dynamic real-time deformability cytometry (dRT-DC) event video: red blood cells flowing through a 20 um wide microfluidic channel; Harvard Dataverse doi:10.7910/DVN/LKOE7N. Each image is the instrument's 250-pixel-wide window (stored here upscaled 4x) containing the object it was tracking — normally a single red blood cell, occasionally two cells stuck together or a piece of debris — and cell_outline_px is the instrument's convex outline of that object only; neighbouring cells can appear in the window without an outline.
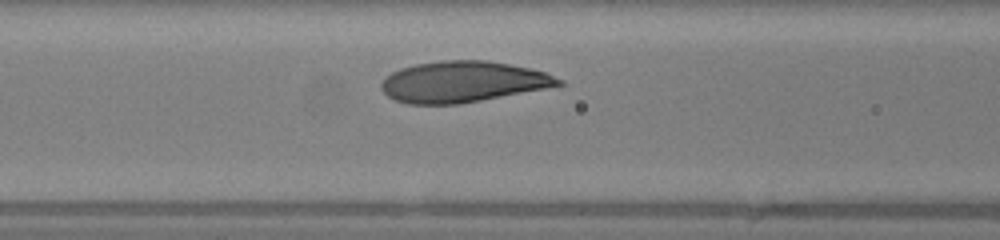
{"species": "human", "species_latin": "Homo sapiens", "temperature_condition": "warm", "stored_images_in_passage": 25, "camera_frame_rate_fps": 3000, "um_per_image_px": 0.085, "donor": {"sex": "female"}, "frame": {"image": 1, "passage_image": 6, "time_ms": 1.667, "image_size_px": [1000, 240], "cell_outline_px": [[564, 84], [544, 88], [460, 104], [408, 104], [396, 100], [388, 96], [380, 88], [380, 84], [392, 72], [400, 68], [416, 64], [440, 60], [488, 60], [528, 68], [544, 72], [564, 80]], "centroid_in_image_um": [39.31, 6.95], "position_along_channel_um": 127.3, "area_um2": 42.02}}
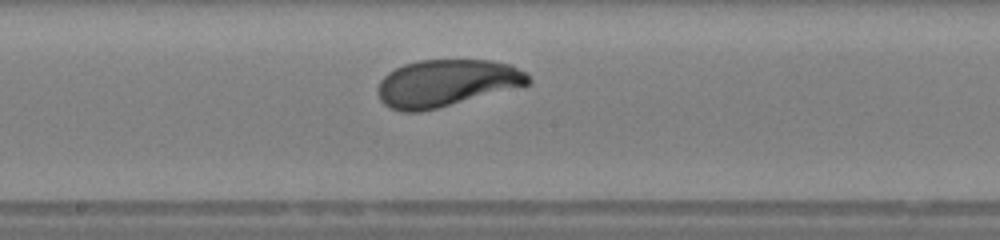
{"frame": {"image": 2, "passage_image": 12, "time_ms": 3.667, "image_size_px": [1000, 240], "cell_outline_px": [[532, 80], [528, 84], [436, 108], [420, 112], [400, 112], [384, 104], [380, 100], [376, 92], [376, 88], [380, 80], [388, 72], [404, 64], [420, 60], [492, 60], [512, 64], [524, 72]], "centroid_in_image_um": [37.88, 7.05], "position_along_channel_um": 210.3, "area_um2": 40.98}}
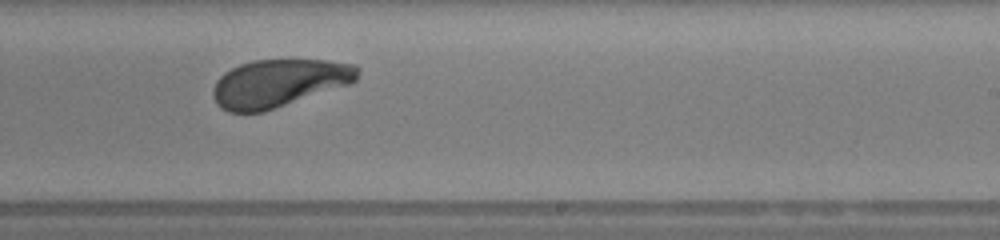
{"frame": {"image": 3, "passage_image": 16, "time_ms": 5.0, "image_size_px": [1000, 240], "cell_outline_px": [[360, 72], [356, 80], [352, 84], [264, 112], [228, 112], [220, 108], [216, 104], [212, 96], [212, 88], [216, 80], [224, 72], [240, 64], [256, 60], [324, 60], [356, 64], [360, 68]], "centroid_in_image_um": [23.72, 7.08], "position_along_channel_um": 265.3, "area_um2": 40.75}, "authors_computed_cell_mechanics": {"area_um2": 41.2692, "velocity_mm_per_s": 4.1536, "shape_relaxation_time_tau1_ms": 1.7365, "shape_relaxation_time_tau2_ms": null, "deformation_change_tau1": 0.1601, "deformation_change_tau2": null}}